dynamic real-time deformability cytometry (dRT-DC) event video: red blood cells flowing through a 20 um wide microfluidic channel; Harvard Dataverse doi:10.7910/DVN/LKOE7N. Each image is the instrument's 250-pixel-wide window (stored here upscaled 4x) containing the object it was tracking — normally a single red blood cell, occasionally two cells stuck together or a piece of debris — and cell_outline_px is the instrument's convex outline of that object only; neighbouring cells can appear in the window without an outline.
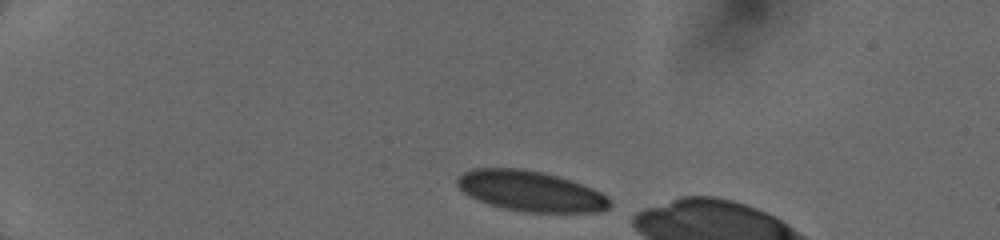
{"species": "human", "species_latin": "Homo sapiens", "temperature_condition": "cold", "stored_images_in_passage": 5, "camera_frame_rate_fps": 3000, "um_per_image_px": 0.085, "donor": {"sex": "female"}, "frame": {"image": 1, "passage_image": 1, "time_ms": 0.0, "image_size_px": [1000, 240], "cell_outline_px": [[612, 204], [608, 208], [600, 212], [524, 212], [504, 208], [488, 204], [468, 196], [456, 184], [456, 180], [464, 172], [476, 168], [520, 168], [540, 172], [556, 176], [592, 188], [600, 192]], "centroid_in_image_um": [45.06, 16.25], "position_along_channel_um": 39.9, "area_um2": 35.55}}